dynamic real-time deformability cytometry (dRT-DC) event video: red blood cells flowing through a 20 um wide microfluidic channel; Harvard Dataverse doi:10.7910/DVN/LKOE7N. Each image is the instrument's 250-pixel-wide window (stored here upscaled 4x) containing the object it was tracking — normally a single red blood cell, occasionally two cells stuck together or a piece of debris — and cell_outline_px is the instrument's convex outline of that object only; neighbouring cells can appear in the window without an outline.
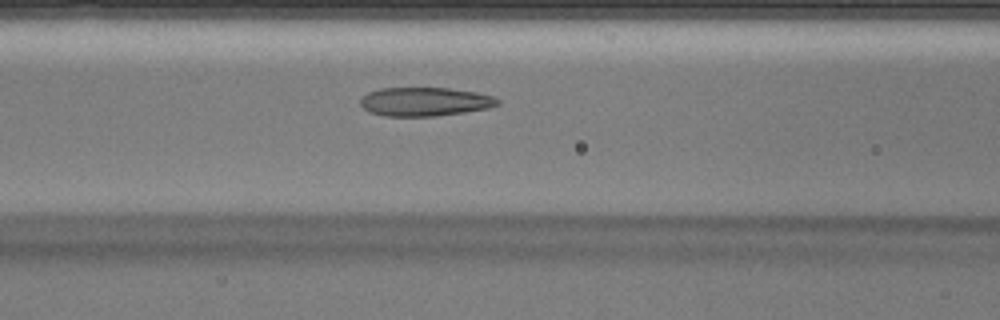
{"species": "Egyptian fruit bat (a non-hibernating species)", "species_latin": "Rousettus aegyptiacus", "temperature_condition": "warm", "stored_images_in_passage": 43, "camera_frame_rate_fps": 3000, "um_per_image_px": 0.085, "animal": {"sex": "male"}, "frame": {"image": 1, "passage_image": 17, "time_ms": 5.333, "image_size_px": [1000, 320], "cell_outline_px": [[500, 104], [488, 108], [464, 112], [432, 116], [384, 116], [368, 112], [360, 104], [360, 96], [368, 92], [380, 88], [448, 88], [476, 92], [492, 96], [500, 100]], "centroid_in_image_um": [36.07, 8.64], "position_along_channel_um": 130.5, "area_um2": 23.06}}
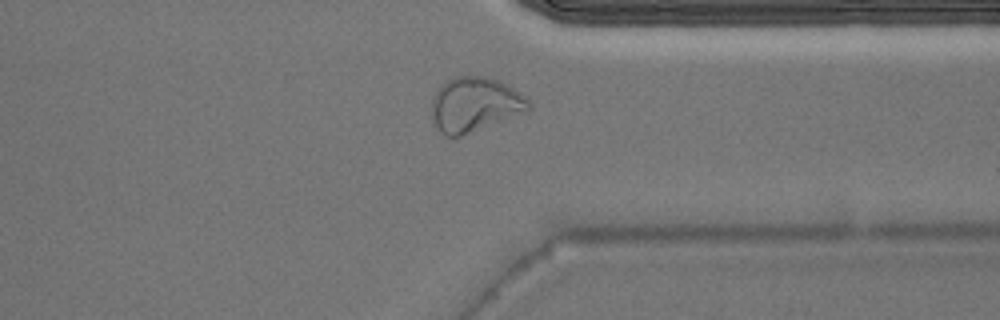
{"frame": {"image": 2, "passage_image": 33, "time_ms": 10.667, "image_size_px": [1000, 320], "cell_outline_px": [[532, 108], [460, 136], [444, 136], [440, 132], [432, 116], [432, 96], [440, 84], [452, 76], [484, 76], [496, 80], [520, 92], [532, 104]], "centroid_in_image_um": [40.3, 8.85], "position_along_channel_um": 371.1, "area_um2": 30.35}}
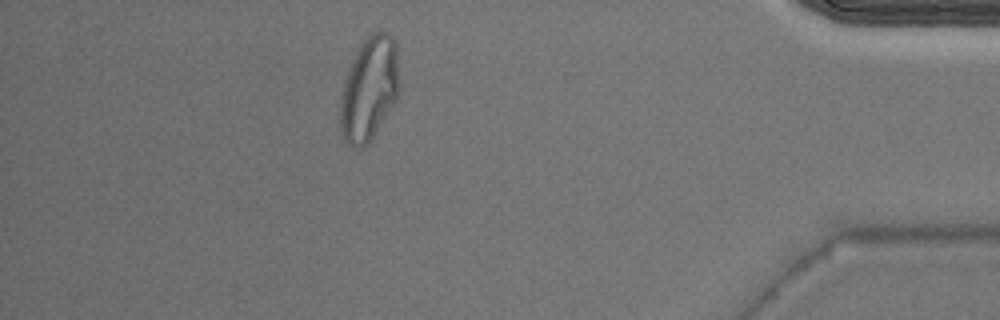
{"frame": {"image": 3, "passage_image": 38, "time_ms": 12.333, "image_size_px": [1000, 320], "cell_outline_px": [[400, 88], [396, 100], [368, 144], [364, 148], [356, 148], [348, 144], [344, 136], [340, 124], [340, 108], [344, 80], [356, 52], [364, 40], [368, 36], [376, 32], [388, 32], [392, 36], [396, 44]], "centroid_in_image_um": [31.41, 7.55], "position_along_channel_um": 403.8, "area_um2": 35.43}}